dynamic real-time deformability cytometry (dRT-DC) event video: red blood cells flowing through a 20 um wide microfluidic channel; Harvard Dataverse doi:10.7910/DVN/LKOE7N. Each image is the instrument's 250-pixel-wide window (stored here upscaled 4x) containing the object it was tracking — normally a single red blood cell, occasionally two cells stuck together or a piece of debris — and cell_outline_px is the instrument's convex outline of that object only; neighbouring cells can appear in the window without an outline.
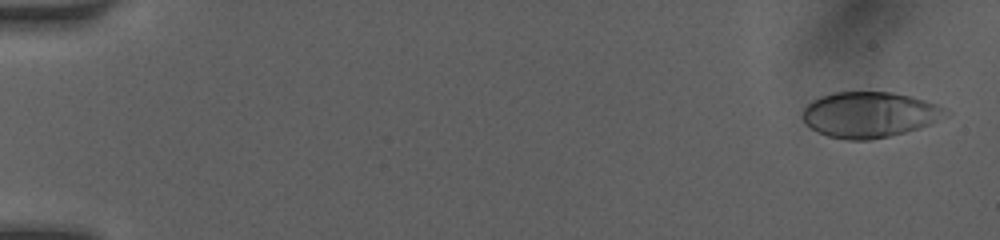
{"species": "human", "species_latin": "Homo sapiens", "temperature_condition": "room temperature", "stored_images_in_passage": 50, "camera_frame_rate_fps": 3000, "um_per_image_px": 0.085, "donor": {"sex": "female"}, "frame": {"image": 1, "passage_image": 2, "time_ms": 0.333, "image_size_px": [1000, 240], "cell_outline_px": [[952, 112], [948, 116], [932, 124], [920, 128], [872, 140], [848, 140], [828, 136], [812, 128], [800, 116], [804, 108], [808, 104], [820, 96], [836, 92], [892, 92], [912, 96], [936, 104]], "centroid_in_image_um": [73.95, 9.74], "position_along_channel_um": 11.0, "area_um2": 38.15}}
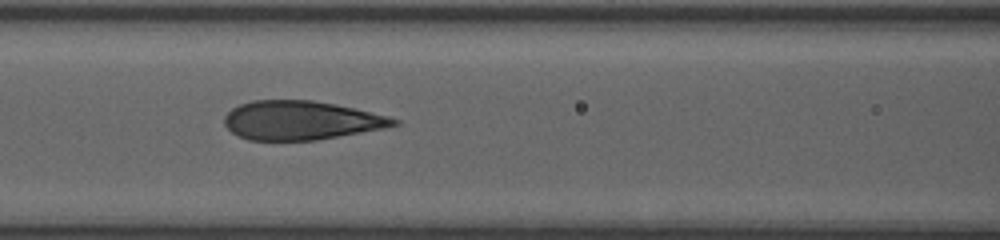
{"frame": {"image": 2, "passage_image": 23, "time_ms": 7.333, "image_size_px": [1000, 240], "cell_outline_px": [[400, 124], [384, 128], [316, 140], [248, 140], [236, 136], [224, 124], [224, 116], [232, 108], [240, 104], [252, 100], [312, 100], [336, 104], [388, 116], [400, 120]], "centroid_in_image_um": [25.56, 10.23], "position_along_channel_um": 141.0, "area_um2": 38.38}}
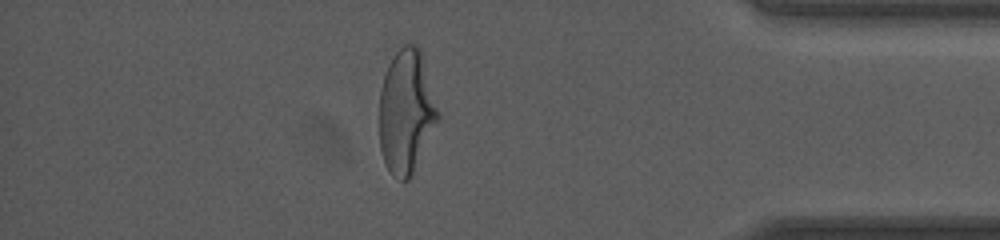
{"frame": {"image": 3, "passage_image": 44, "time_ms": 14.333, "image_size_px": [1000, 240], "cell_outline_px": [[440, 120], [408, 180], [400, 180], [392, 176], [384, 160], [380, 148], [380, 88], [388, 64], [392, 56], [404, 44], [416, 44], [420, 48], [440, 112]], "centroid_in_image_um": [34.55, 9.46], "position_along_channel_um": 400.7, "area_um2": 42.37}, "authors_computed_cell_mechanics": {"area_um2": 39.4196, "velocity_mm_per_s": 4.1285, "shape_relaxation_time_tau1_ms": 3.6546, "shape_relaxation_time_tau2_ms": 0.6269, "deformation_change_tau1": 0.1854, "deformation_change_tau2": 0.0747}}